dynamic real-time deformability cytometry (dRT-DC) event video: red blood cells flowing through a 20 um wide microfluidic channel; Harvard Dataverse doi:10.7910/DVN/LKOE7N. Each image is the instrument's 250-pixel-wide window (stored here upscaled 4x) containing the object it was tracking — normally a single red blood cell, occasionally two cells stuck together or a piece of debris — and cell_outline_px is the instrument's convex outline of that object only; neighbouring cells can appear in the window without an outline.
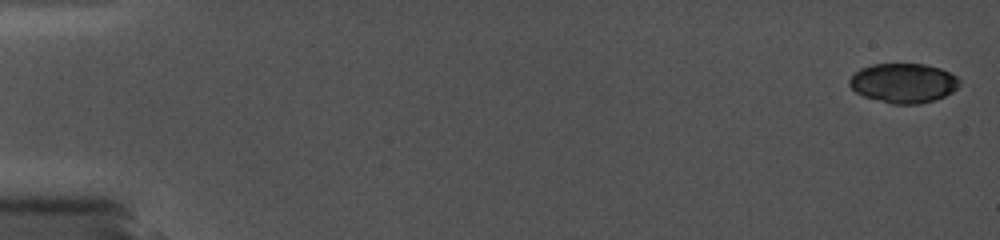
{"species": "common noctule bat (a hibernating species)", "species_latin": "Nyctalus noctula", "temperature_condition": "cold", "stored_images_in_passage": 18, "camera_frame_rate_fps": 5000, "um_per_image_px": 0.085, "animal": {"sex": "female", "body_mass_g": 19.0, "forearm_length_mm": 56.7}, "frame": {"image": 1, "passage_image": 1, "time_ms": 0.0, "image_size_px": [1000, 240], "cell_outline_px": [[960, 84], [952, 92], [936, 100], [920, 104], [892, 104], [864, 96], [856, 92], [848, 84], [848, 80], [860, 68], [872, 64], [924, 64], [940, 68], [956, 76], [960, 80]], "centroid_in_image_um": [76.79, 7.06], "position_along_channel_um": 8.2, "area_um2": 25.37}}
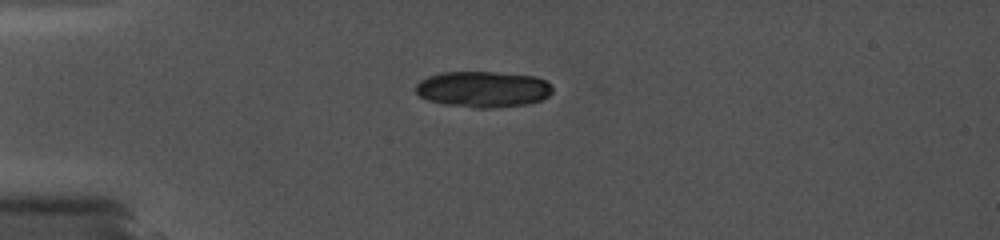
{"frame": {"image": 2, "passage_image": 15, "time_ms": 4.6, "image_size_px": [1000, 240], "cell_outline_px": [[552, 92], [548, 96], [540, 100], [528, 104], [496, 108], [472, 108], [444, 104], [428, 100], [420, 96], [416, 92], [416, 84], [420, 80], [428, 76], [440, 72], [496, 72], [536, 76], [552, 84]], "centroid_in_image_um": [41.07, 7.58], "position_along_channel_um": 43.9, "area_um2": 29.02}}